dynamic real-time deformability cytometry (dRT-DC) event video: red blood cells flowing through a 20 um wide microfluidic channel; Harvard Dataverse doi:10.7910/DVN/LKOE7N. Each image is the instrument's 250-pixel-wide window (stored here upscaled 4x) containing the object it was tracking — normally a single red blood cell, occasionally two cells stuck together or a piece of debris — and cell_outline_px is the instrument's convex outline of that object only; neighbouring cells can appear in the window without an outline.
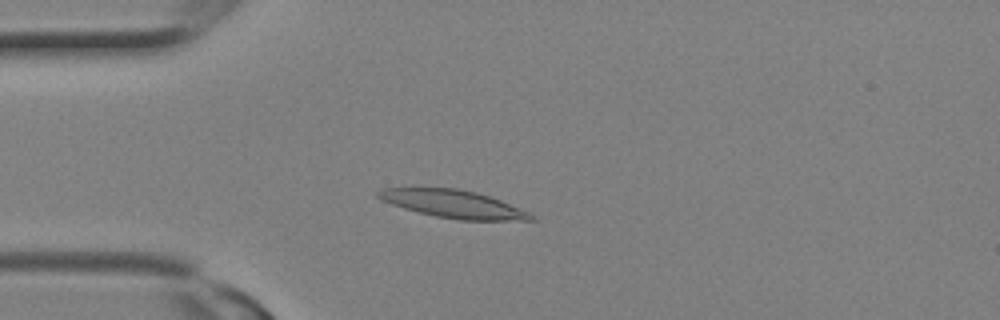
{"species": "Egyptian fruit bat (a non-hibernating species)", "species_latin": "Rousettus aegyptiacus", "temperature_condition": "room temperature", "stored_images_in_passage": 2, "camera_frame_rate_fps": 3000, "um_per_image_px": 0.085, "animal": {"sex": "female"}, "frame": {"image": 1, "passage_image": 2, "time_ms": 0.333, "image_size_px": [1000, 320], "cell_outline_px": [[536, 220], [460, 220], [436, 216], [404, 208], [380, 200], [376, 196], [376, 192], [384, 188], [412, 184], [460, 188], [492, 196], [528, 212], [536, 216]], "centroid_in_image_um": [38.43, 17.27], "position_along_channel_um": 46.6, "area_um2": 25.78}}